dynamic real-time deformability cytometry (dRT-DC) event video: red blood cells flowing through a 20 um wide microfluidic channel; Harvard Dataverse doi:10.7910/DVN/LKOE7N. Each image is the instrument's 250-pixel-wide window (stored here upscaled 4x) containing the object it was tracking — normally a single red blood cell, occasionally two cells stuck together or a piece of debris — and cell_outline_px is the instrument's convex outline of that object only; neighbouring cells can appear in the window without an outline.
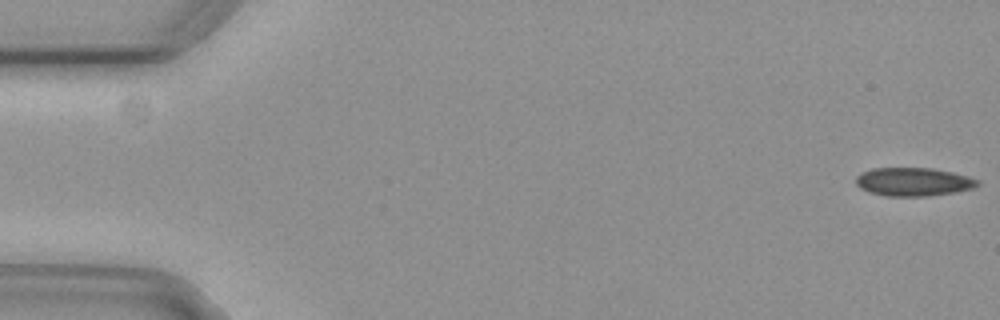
{"species": "common noctule bat (a hibernating species)", "species_latin": "Nyctalus noctula", "temperature_condition": "cold", "stored_images_in_passage": 55, "camera_frame_rate_fps": 3000, "um_per_image_px": 0.085, "animal": {"sex": "female", "body_mass_g": 29.2, "forearm_length_mm": 56.3}, "frame": {"image": 1, "passage_image": 1, "time_ms": 0.0, "image_size_px": [1000, 320], "cell_outline_px": [[980, 184], [972, 188], [952, 192], [924, 196], [888, 196], [868, 192], [860, 188], [856, 184], [856, 176], [860, 172], [872, 168], [932, 168], [952, 172], [968, 176], [980, 180]], "centroid_in_image_um": [77.6, 15.44], "position_along_channel_um": 7.4, "area_um2": 20.11}}
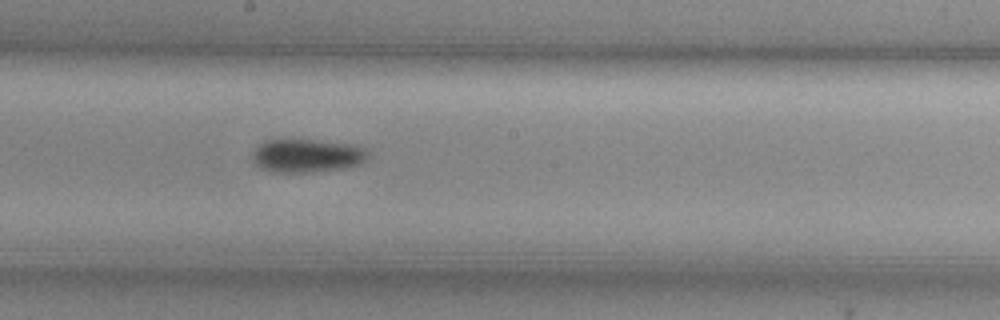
{"frame": {"image": 2, "passage_image": 30, "time_ms": 9.667, "image_size_px": [1000, 320], "cell_outline_px": [[368, 156], [360, 164], [348, 168], [312, 172], [272, 172], [256, 168], [252, 164], [252, 152], [264, 140], [312, 140], [356, 144], [364, 148], [368, 152]], "centroid_in_image_um": [26.06, 13.25], "position_along_channel_um": 222.1, "area_um2": 22.89}}
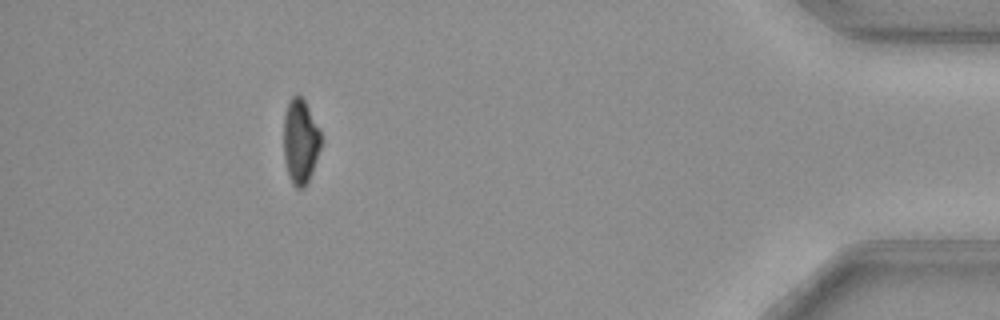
{"frame": {"image": 3, "passage_image": 50, "time_ms": 16.333, "image_size_px": [1000, 320], "cell_outline_px": [[324, 140], [312, 172], [304, 188], [296, 188], [292, 184], [284, 160], [284, 116], [288, 104], [292, 96], [296, 92], [304, 100]], "centroid_in_image_um": [25.55, 12.03], "position_along_channel_um": 409.7, "area_um2": 18.44}, "authors_computed_cell_mechanics": {"area_um2": 20.9236, "velocity_mm_per_s": 3.7294, "shape_relaxation_time_tau1_ms": 6.8617, "shape_relaxation_time_tau2_ms": null, "deformation_change_tau1": 0.1179, "deformation_change_tau2": null}}